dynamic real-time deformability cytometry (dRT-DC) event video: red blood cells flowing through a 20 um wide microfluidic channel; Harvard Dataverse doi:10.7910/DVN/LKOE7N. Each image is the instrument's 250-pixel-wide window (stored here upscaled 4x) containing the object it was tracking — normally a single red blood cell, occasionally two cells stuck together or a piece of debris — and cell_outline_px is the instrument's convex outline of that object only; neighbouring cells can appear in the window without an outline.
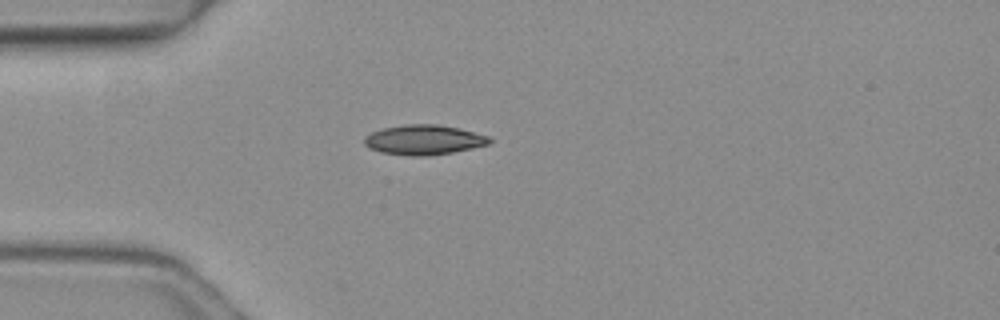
{"species": "common noctule bat (a hibernating species)", "species_latin": "Nyctalus noctula", "temperature_condition": "warm", "stored_images_in_passage": 1, "camera_frame_rate_fps": 3000, "um_per_image_px": 0.085, "animal": {"sex": "female", "body_mass_g": 19.3, "forearm_length_mm": 54.1}, "frame": {"image": 1, "passage_image": 1, "time_ms": 0.0, "image_size_px": [1000, 320], "cell_outline_px": [[492, 140], [488, 144], [452, 152], [428, 156], [412, 156], [380, 152], [368, 148], [364, 144], [364, 136], [372, 132], [384, 128], [404, 124], [436, 124], [460, 128], [488, 136]], "centroid_in_image_um": [35.99, 11.88], "position_along_channel_um": 49.0, "area_um2": 21.73}}